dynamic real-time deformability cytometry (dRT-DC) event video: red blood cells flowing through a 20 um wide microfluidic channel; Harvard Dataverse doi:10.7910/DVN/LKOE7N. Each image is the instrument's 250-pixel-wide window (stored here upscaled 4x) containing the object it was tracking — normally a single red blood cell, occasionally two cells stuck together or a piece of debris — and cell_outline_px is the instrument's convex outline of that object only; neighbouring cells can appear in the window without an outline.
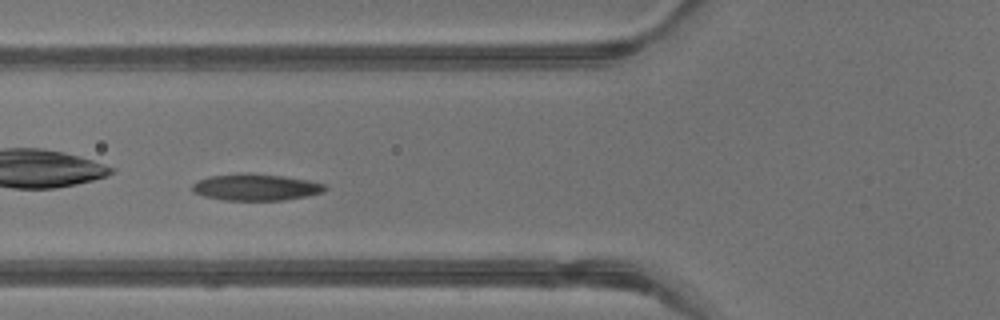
{"species": "common noctule bat (a hibernating species)", "species_latin": "Nyctalus noctula", "temperature_condition": "warm", "stored_images_in_passage": 45, "camera_frame_rate_fps": 3000, "um_per_image_px": 0.085, "animal": {"sex": "male", "body_mass_g": 13.3}, "frame": {"image": 1, "passage_image": 17, "time_ms": 5.333, "image_size_px": [1000, 320], "cell_outline_px": [[328, 188], [324, 192], [308, 196], [284, 200], [224, 200], [204, 196], [192, 192], [192, 184], [208, 176], [248, 172], [284, 176], [308, 180], [324, 184]], "centroid_in_image_um": [21.76, 15.91], "position_along_channel_um": 104.0, "area_um2": 20.75}}
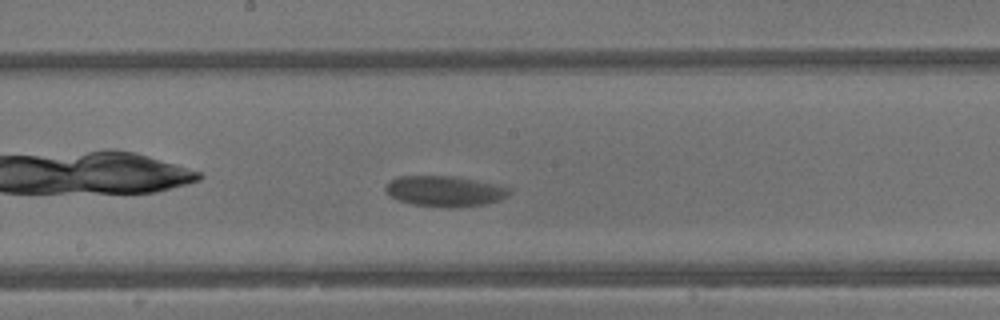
{"frame": {"image": 2, "passage_image": 24, "time_ms": 7.667, "image_size_px": [1000, 320], "cell_outline_px": [[508, 196], [500, 200], [484, 204], [456, 208], [444, 208], [416, 204], [400, 200], [392, 196], [384, 188], [388, 180], [400, 176], [452, 176], [496, 184], [508, 188]], "centroid_in_image_um": [37.79, 16.25], "position_along_channel_um": 210.4, "area_um2": 21.85}}
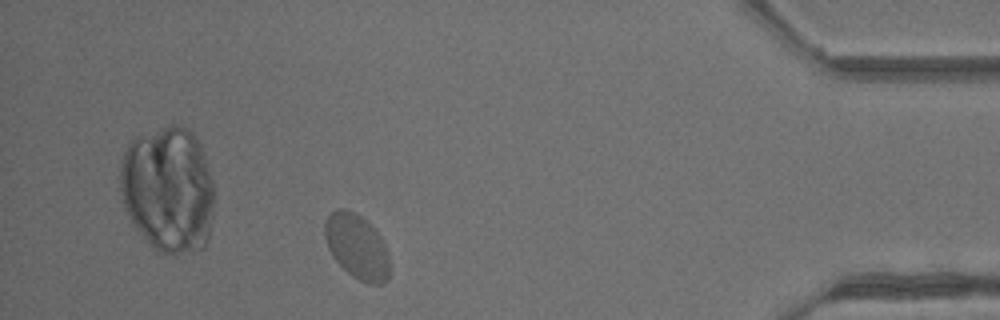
{"frame": {"image": 3, "passage_image": 40, "time_ms": 13.0, "image_size_px": [1000, 320], "cell_outline_px": [[388, 280], [380, 284], [368, 284], [352, 276], [332, 256], [328, 248], [324, 236], [324, 224], [328, 216], [336, 208], [344, 208], [360, 216], [380, 236], [384, 244], [388, 256]], "centroid_in_image_um": [30.31, 20.96], "position_along_channel_um": 404.9, "area_um2": 24.04}, "authors_computed_cell_mechanics": {"area_um2": 22.3686, "velocity_mm_per_s": 4.5617, "shape_relaxation_time_tau1_ms": 2.103, "shape_relaxation_time_tau2_ms": null, "deformation_change_tau1": 0.0924, "deformation_change_tau2": null}}